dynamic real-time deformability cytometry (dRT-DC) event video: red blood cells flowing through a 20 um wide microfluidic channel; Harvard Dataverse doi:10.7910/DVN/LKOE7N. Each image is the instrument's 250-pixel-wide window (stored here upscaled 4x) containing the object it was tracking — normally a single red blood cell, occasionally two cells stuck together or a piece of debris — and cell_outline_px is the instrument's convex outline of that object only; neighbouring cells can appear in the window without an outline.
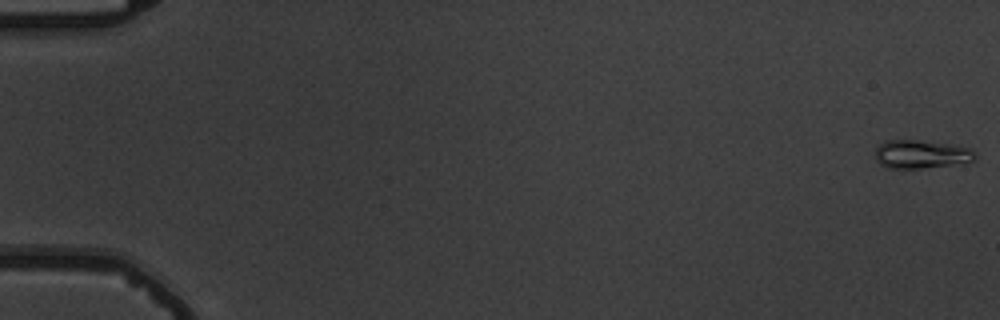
{"species": "common noctule bat (a hibernating species)", "species_latin": "Nyctalus noctula", "temperature_condition": "warm", "stored_images_in_passage": 6, "camera_frame_rate_fps": 3000, "um_per_image_px": 0.085, "animal": {"sex": "male", "body_mass_g": 19.5, "forearm_length_mm": 54.6}, "frame": {"image": 1, "passage_image": 1, "time_ms": 0.0, "image_size_px": [1000, 320], "cell_outline_px": [[976, 160], [920, 168], [884, 168], [876, 160], [876, 148], [884, 140], [916, 140], [948, 144], [972, 148], [976, 152]], "centroid_in_image_um": [78.27, 13.1], "position_along_channel_um": 6.7, "area_um2": 16.36}}
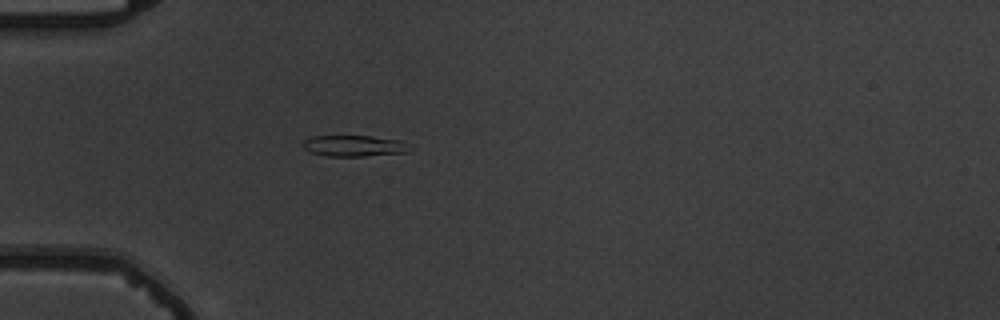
{"frame": {"image": 2, "passage_image": 6, "time_ms": 5.667, "image_size_px": [1000, 320], "cell_outline_px": [[416, 148], [404, 152], [364, 156], [324, 156], [308, 152], [300, 144], [304, 140], [312, 136], [372, 136], [400, 140]], "centroid_in_image_um": [30.08, 12.4], "position_along_channel_um": 54.9, "area_um2": 13.35}}